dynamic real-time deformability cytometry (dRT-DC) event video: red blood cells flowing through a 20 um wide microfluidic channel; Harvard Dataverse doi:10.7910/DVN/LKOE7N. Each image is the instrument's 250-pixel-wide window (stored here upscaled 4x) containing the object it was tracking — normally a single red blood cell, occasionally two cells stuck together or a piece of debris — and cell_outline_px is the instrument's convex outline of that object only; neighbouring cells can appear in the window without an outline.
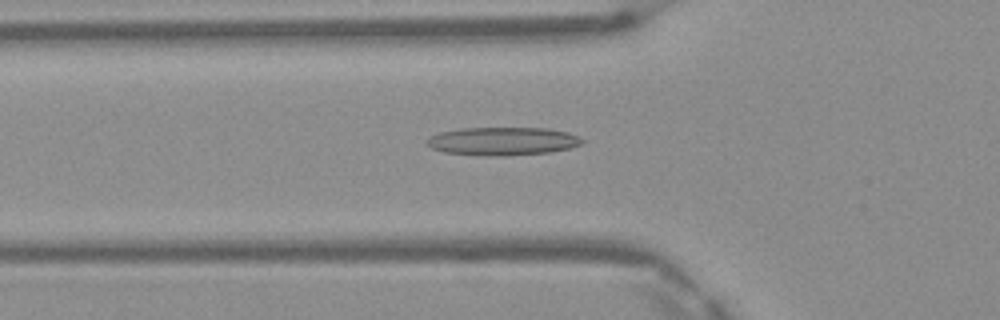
{"species": "Egyptian fruit bat (a non-hibernating species)", "species_latin": "Rousettus aegyptiacus", "temperature_condition": "warm", "stored_images_in_passage": 44, "camera_frame_rate_fps": 3000, "um_per_image_px": 0.085, "frame": {"image": 1, "passage_image": 16, "time_ms": 5.0, "image_size_px": [1000, 320], "cell_outline_px": [[584, 140], [580, 144], [572, 148], [548, 152], [504, 156], [500, 156], [444, 152], [432, 148], [428, 144], [428, 140], [432, 136], [440, 132], [464, 128], [548, 128], [568, 132], [580, 136]], "centroid_in_image_um": [42.81, 11.99], "position_along_channel_um": 83.0, "area_um2": 25.2}}
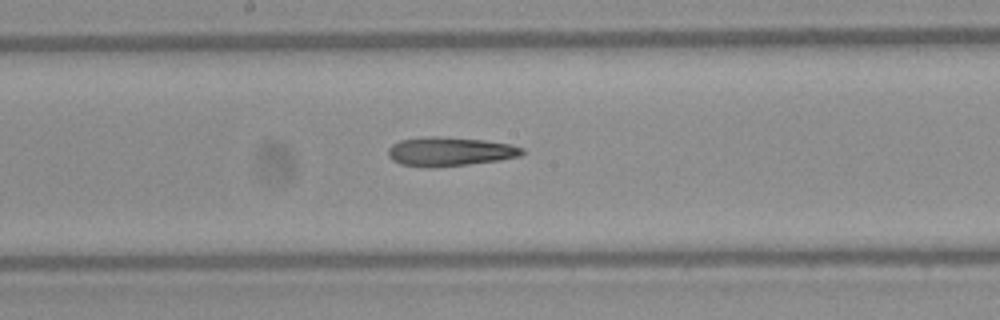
{"frame": {"image": 2, "passage_image": 25, "time_ms": 8.0, "image_size_px": [1000, 320], "cell_outline_px": [[524, 152], [520, 156], [500, 160], [468, 164], [432, 168], [428, 168], [400, 164], [392, 160], [388, 156], [388, 148], [392, 144], [400, 140], [428, 136], [436, 136], [484, 140], [512, 144], [524, 148]], "centroid_in_image_um": [38.22, 12.88], "position_along_channel_um": 210.0, "area_um2": 22.83}}
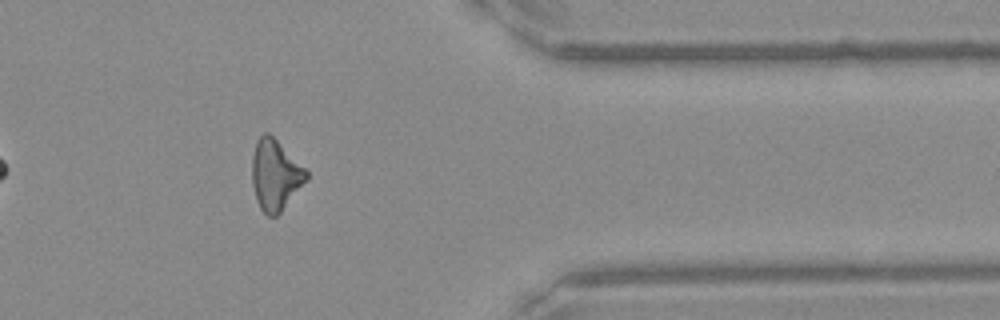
{"frame": {"image": 3, "passage_image": 39, "time_ms": 12.667, "image_size_px": [1000, 320], "cell_outline_px": [[308, 180], [280, 212], [276, 216], [268, 216], [260, 208], [256, 200], [252, 184], [252, 156], [256, 140], [264, 132], [268, 132], [308, 172]], "centroid_in_image_um": [23.38, 14.89], "position_along_channel_um": 388.0, "area_um2": 22.14}}